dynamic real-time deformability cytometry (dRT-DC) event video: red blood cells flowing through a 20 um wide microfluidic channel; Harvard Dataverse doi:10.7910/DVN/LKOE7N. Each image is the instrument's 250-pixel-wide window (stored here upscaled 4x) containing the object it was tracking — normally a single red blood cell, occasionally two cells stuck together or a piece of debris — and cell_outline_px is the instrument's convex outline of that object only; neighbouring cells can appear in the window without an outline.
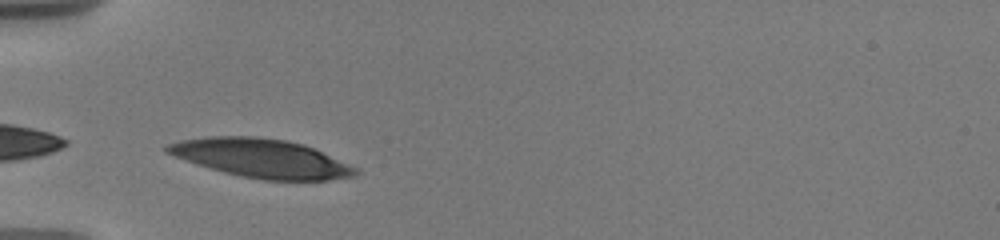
{"species": "human", "species_latin": "Homo sapiens", "temperature_condition": "warm", "stored_images_in_passage": 6, "camera_frame_rate_fps": 3000, "um_per_image_px": 0.085, "donor": {"sex": "male"}, "frame": {"image": 1, "passage_image": 2, "time_ms": 1.0, "image_size_px": [1000, 240], "cell_outline_px": [[360, 172], [356, 176], [328, 180], [264, 180], [224, 172], [164, 152], [164, 148], [168, 144], [184, 140], [208, 136], [256, 136], [284, 140], [304, 144], [360, 168]], "centroid_in_image_um": [22.31, 13.45], "position_along_channel_um": 62.7, "area_um2": 42.08}}
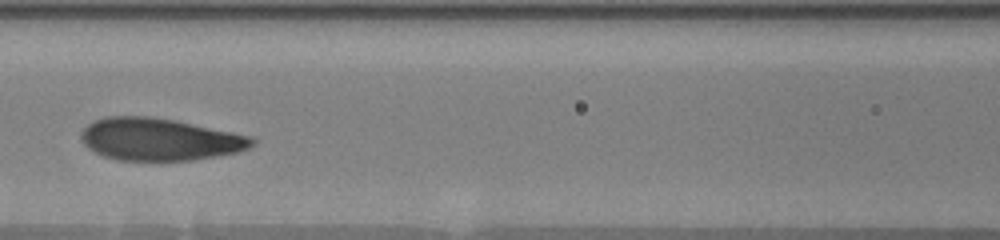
{"frame": {"image": 2, "passage_image": 4, "time_ms": 3.667, "image_size_px": [1000, 240], "cell_outline_px": [[256, 144], [240, 152], [192, 160], [116, 160], [104, 156], [88, 148], [84, 144], [80, 136], [84, 128], [88, 124], [104, 116], [152, 116], [176, 120], [232, 132], [248, 136], [256, 140]], "centroid_in_image_um": [13.56, 11.84], "position_along_channel_um": 153.0, "area_um2": 42.14}}
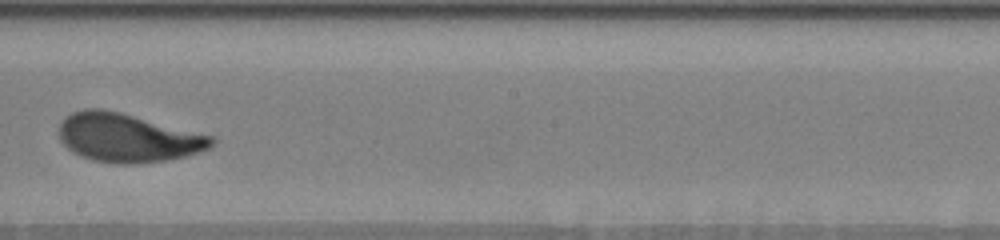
{"frame": {"image": 3, "passage_image": 6, "time_ms": 6.0, "image_size_px": [1000, 240], "cell_outline_px": [[216, 140], [208, 148], [184, 156], [164, 160], [132, 164], [116, 164], [92, 160], [68, 148], [60, 140], [60, 120], [64, 116], [72, 112], [84, 108], [100, 108], [120, 112], [212, 136]], "centroid_in_image_um": [10.8, 11.69], "position_along_channel_um": 237.4, "area_um2": 42.71}}